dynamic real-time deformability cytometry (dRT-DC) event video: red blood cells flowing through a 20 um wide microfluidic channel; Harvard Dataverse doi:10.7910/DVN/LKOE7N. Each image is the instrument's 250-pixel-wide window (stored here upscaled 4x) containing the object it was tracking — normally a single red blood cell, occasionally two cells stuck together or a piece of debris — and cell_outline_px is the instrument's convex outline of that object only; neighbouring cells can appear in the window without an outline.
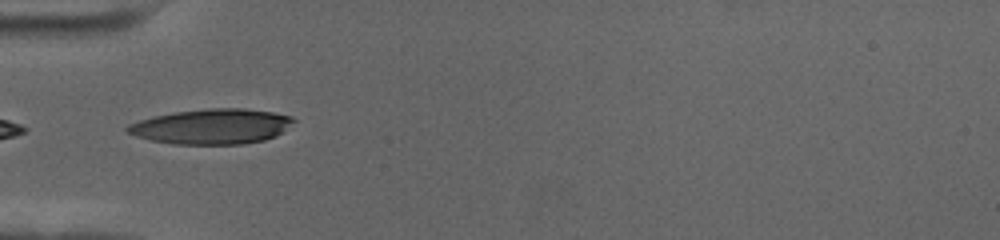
{"species": "human", "species_latin": "Homo sapiens", "temperature_condition": "cold", "stored_images_in_passage": 40, "camera_frame_rate_fps": 3000, "um_per_image_px": 0.085, "donor": {"sex": "female"}, "frame": {"image": 1, "passage_image": 1, "time_ms": 0.0, "image_size_px": [1000, 240], "cell_outline_px": [[296, 120], [276, 136], [264, 140], [240, 144], [172, 144], [152, 140], [136, 136], [128, 132], [124, 128], [128, 124], [140, 120], [172, 112], [212, 108], [244, 108], [272, 112], [292, 116]], "centroid_in_image_um": [18.0, 10.75], "position_along_channel_um": 67.0, "area_um2": 33.87}}
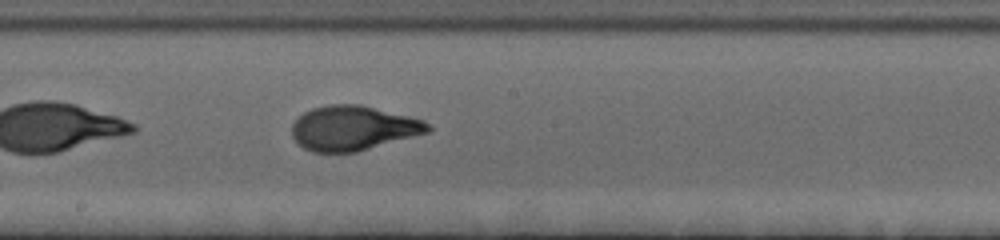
{"frame": {"image": 2, "passage_image": 14, "time_ms": 4.333, "image_size_px": [1000, 240], "cell_outline_px": [[432, 128], [428, 132], [356, 152], [312, 152], [304, 148], [292, 136], [292, 124], [304, 112], [312, 108], [328, 104], [360, 104], [424, 120], [432, 124]], "centroid_in_image_um": [30.02, 10.88], "position_along_channel_um": 218.2, "area_um2": 35.2}}
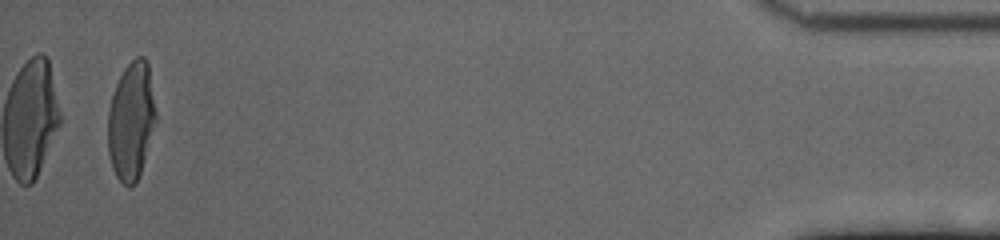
{"frame": {"image": 3, "passage_image": 38, "time_ms": 12.333, "image_size_px": [1000, 240], "cell_outline_px": [[156, 120], [140, 172], [136, 184], [128, 188], [116, 176], [112, 168], [108, 152], [108, 112], [112, 96], [116, 84], [124, 68], [136, 56], [144, 56], [148, 60], [156, 112]], "centroid_in_image_um": [11.15, 10.26], "position_along_channel_um": 424.1, "area_um2": 32.89}, "authors_computed_cell_mechanics": {"area_um2": 34.1598, "velocity_mm_per_s": 3.5253, "shape_relaxation_time_tau1_ms": 4.695, "shape_relaxation_time_tau2_ms": 0.7484, "deformation_change_tau1": 0.2043, "deformation_change_tau2": 0.0707}}